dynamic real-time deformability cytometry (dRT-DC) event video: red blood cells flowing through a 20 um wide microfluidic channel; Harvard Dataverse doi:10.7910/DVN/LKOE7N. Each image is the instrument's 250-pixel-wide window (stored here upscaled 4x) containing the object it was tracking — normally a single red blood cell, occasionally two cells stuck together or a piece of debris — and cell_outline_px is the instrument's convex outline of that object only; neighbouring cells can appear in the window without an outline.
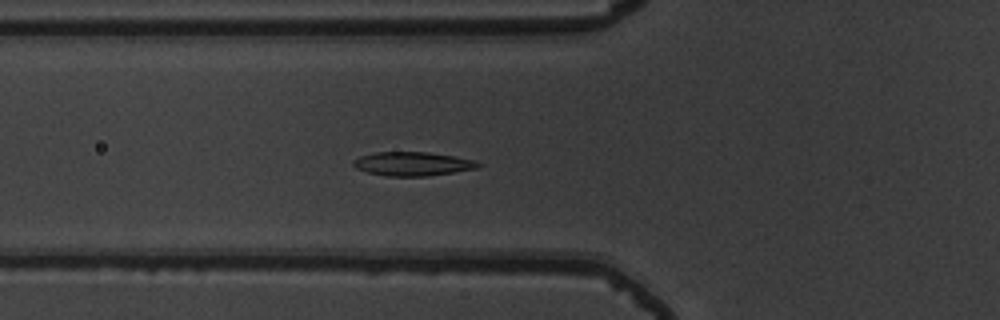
{"species": "common noctule bat (a hibernating species)", "species_latin": "Nyctalus noctula", "temperature_condition": "warm", "stored_images_in_passage": 55, "camera_frame_rate_fps": 3000, "um_per_image_px": 0.085, "animal": {"sex": "male", "body_mass_g": 19.5, "forearm_length_mm": 54.6}, "frame": {"image": 1, "passage_image": 21, "time_ms": 6.667, "image_size_px": [1000, 320], "cell_outline_px": [[484, 164], [480, 168], [428, 176], [388, 176], [368, 172], [356, 168], [352, 164], [352, 160], [360, 156], [376, 152], [428, 152], [476, 160]], "centroid_in_image_um": [35.11, 13.92], "position_along_channel_um": 90.7, "area_um2": 17.46}}
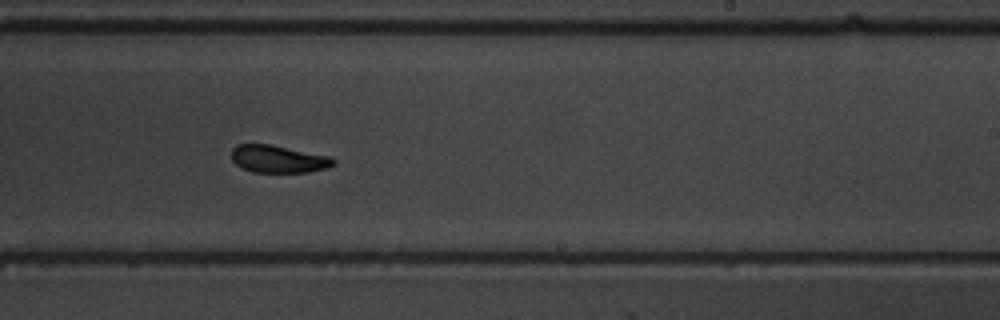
{"frame": {"image": 2, "passage_image": 35, "time_ms": 11.333, "image_size_px": [1000, 320], "cell_outline_px": [[336, 164], [324, 168], [308, 172], [252, 172], [236, 164], [232, 160], [232, 148], [236, 144], [272, 144], [328, 156], [336, 160]], "centroid_in_image_um": [23.64, 13.5], "position_along_channel_um": 265.4, "area_um2": 16.24}}
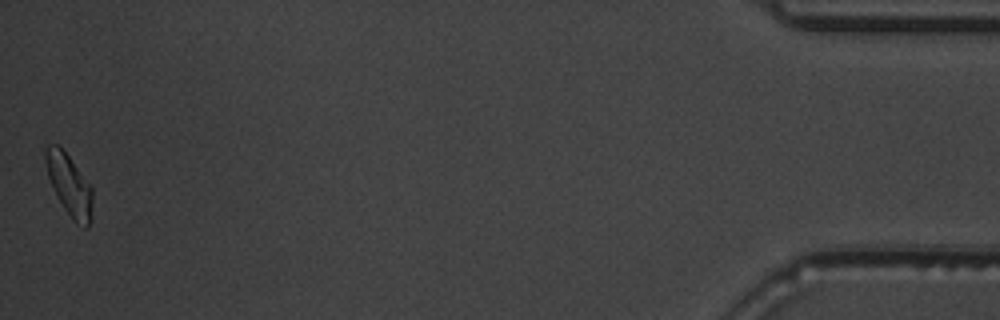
{"frame": {"image": 3, "passage_image": 55, "time_ms": 18.0, "image_size_px": [1000, 320], "cell_outline_px": [[92, 200], [88, 228], [84, 228], [76, 224], [72, 220], [64, 208], [48, 176], [44, 160], [44, 148], [48, 144], [60, 144], [92, 188]], "centroid_in_image_um": [5.86, 15.67], "position_along_channel_um": 429.3, "area_um2": 16.59}, "authors_computed_cell_mechanics": {"area_um2": 17.1088, "velocity_mm_per_s": 3.7454, "shape_relaxation_time_tau1_ms": 2.4961, "shape_relaxation_time_tau2_ms": 2.042, "deformation_change_tau1": 0.1157, "deformation_change_tau2": 0.0694}}